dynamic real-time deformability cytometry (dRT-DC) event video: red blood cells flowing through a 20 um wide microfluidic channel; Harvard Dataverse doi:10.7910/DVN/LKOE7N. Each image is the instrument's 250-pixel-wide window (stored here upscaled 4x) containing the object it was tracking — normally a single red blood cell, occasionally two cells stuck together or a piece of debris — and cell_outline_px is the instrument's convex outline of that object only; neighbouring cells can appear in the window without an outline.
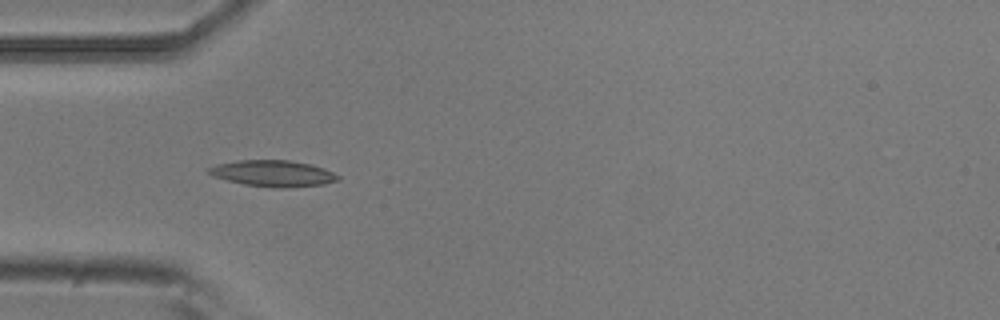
{"species": "common noctule bat (a hibernating species)", "species_latin": "Nyctalus noctula", "temperature_condition": "room temperature", "stored_images_in_passage": 4, "camera_frame_rate_fps": 3000, "um_per_image_px": 0.085, "animal": {"sex": "male", "body_mass_g": 20.5, "forearm_length_mm": 52.5}, "frame": {"image": 1, "passage_image": 3, "time_ms": 0.667, "image_size_px": [1000, 320], "cell_outline_px": [[340, 180], [324, 184], [288, 188], [272, 188], [244, 184], [212, 176], [208, 172], [208, 168], [216, 164], [240, 160], [288, 160], [308, 164], [324, 168], [340, 176]], "centroid_in_image_um": [23.22, 14.75], "position_along_channel_um": 61.8, "area_um2": 19.77}}
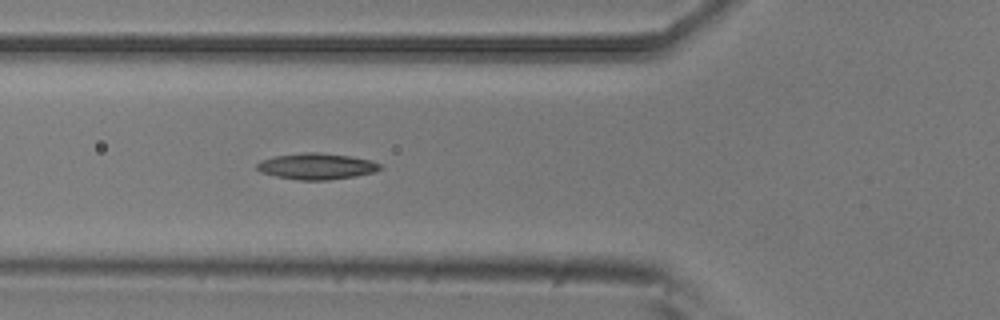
{"frame": {"image": 2, "passage_image": 4, "time_ms": 1.0, "image_size_px": [1000, 320], "cell_outline_px": [[380, 168], [372, 172], [356, 176], [328, 180], [300, 180], [276, 176], [260, 172], [256, 168], [256, 164], [260, 160], [272, 156], [304, 152], [316, 152], [352, 156], [372, 160], [380, 164]], "centroid_in_image_um": [26.87, 14.12], "position_along_channel_um": 98.9, "area_um2": 18.84}}